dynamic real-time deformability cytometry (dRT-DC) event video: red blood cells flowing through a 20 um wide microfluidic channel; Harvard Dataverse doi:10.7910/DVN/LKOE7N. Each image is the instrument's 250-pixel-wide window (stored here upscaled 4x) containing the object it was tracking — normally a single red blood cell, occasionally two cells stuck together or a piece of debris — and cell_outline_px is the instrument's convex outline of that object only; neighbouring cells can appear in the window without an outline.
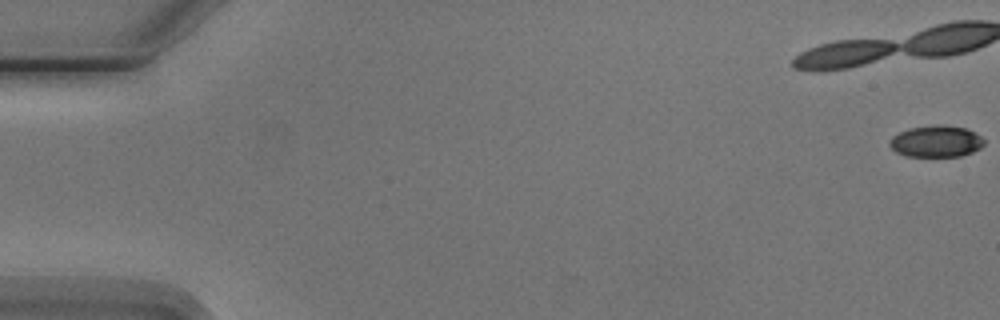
{"species": "Egyptian fruit bat (a non-hibernating species)", "species_latin": "Rousettus aegyptiacus", "temperature_condition": "cold", "stored_images_in_passage": 6, "camera_frame_rate_fps": 3000, "um_per_image_px": 0.085, "animal": {"sex": "male"}, "frame": {"image": 1, "passage_image": 1, "time_ms": 0.0, "image_size_px": [1000, 320], "cell_outline_px": [[984, 144], [980, 148], [972, 152], [960, 156], [908, 156], [896, 152], [888, 144], [888, 140], [892, 136], [908, 128], [936, 124], [944, 124], [964, 128], [980, 136], [984, 140]], "centroid_in_image_um": [79.54, 12.0], "position_along_channel_um": 5.5, "area_um2": 17.4}}